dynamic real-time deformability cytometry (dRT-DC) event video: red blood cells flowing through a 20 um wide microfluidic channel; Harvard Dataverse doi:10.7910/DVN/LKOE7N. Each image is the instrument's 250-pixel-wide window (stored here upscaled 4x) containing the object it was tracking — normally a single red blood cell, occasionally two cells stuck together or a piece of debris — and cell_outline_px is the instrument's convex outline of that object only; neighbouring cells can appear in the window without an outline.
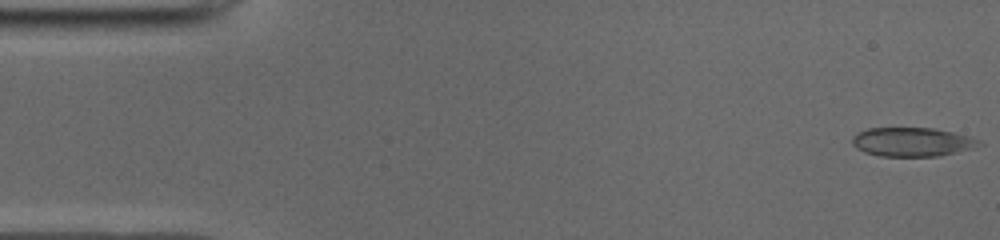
{"species": "common noctule bat (a hibernating species)", "species_latin": "Nyctalus noctula", "temperature_condition": "cold", "stored_images_in_passage": 50, "camera_frame_rate_fps": 3000, "um_per_image_px": 0.085, "animal": {"sex": "male", "body_mass_g": 19.0, "forearm_length_mm": 50.8}, "frame": {"image": 1, "passage_image": 1, "time_ms": 0.0, "image_size_px": [1000, 240], "cell_outline_px": [[984, 144], [940, 156], [880, 156], [864, 152], [856, 148], [852, 144], [852, 136], [856, 132], [868, 128], [932, 128], [952, 132], [976, 140]], "centroid_in_image_um": [77.42, 12.06], "position_along_channel_um": 7.6, "area_um2": 21.1}}
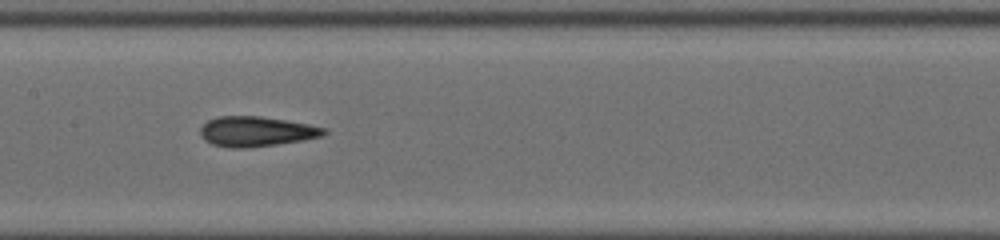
{"frame": {"image": 2, "passage_image": 24, "time_ms": 7.667, "image_size_px": [1000, 240], "cell_outline_px": [[328, 132], [320, 136], [304, 140], [248, 148], [228, 148], [212, 144], [204, 140], [200, 132], [200, 128], [208, 120], [220, 116], [260, 116], [308, 124], [324, 128]], "centroid_in_image_um": [21.75, 11.18], "position_along_channel_um": 185.7, "area_um2": 21.5}}
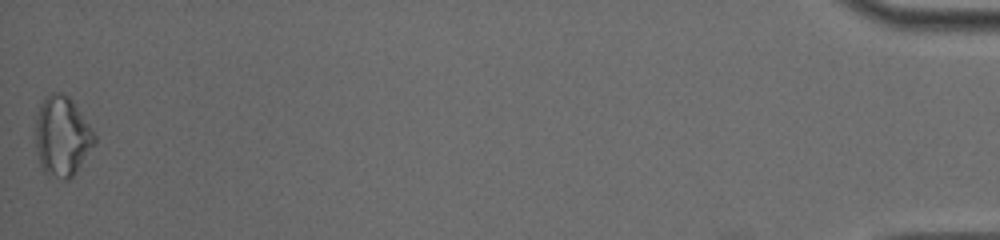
{"frame": {"image": 3, "passage_image": 50, "time_ms": 16.333, "image_size_px": [1000, 240], "cell_outline_px": [[96, 140], [72, 176], [68, 180], [60, 180], [48, 176], [44, 172], [40, 164], [36, 148], [36, 116], [40, 104], [52, 92], [60, 92], [68, 96], [92, 128], [96, 136]], "centroid_in_image_um": [5.25, 11.6], "position_along_channel_um": 429.9, "area_um2": 27.11}, "authors_computed_cell_mechanics": {"area_um2": 21.3282, "velocity_mm_per_s": 3.9649, "shape_relaxation_time_tau1_ms": null, "shape_relaxation_time_tau2_ms": 3.1489, "deformation_change_tau1": null, "deformation_change_tau2": 0.0928}}